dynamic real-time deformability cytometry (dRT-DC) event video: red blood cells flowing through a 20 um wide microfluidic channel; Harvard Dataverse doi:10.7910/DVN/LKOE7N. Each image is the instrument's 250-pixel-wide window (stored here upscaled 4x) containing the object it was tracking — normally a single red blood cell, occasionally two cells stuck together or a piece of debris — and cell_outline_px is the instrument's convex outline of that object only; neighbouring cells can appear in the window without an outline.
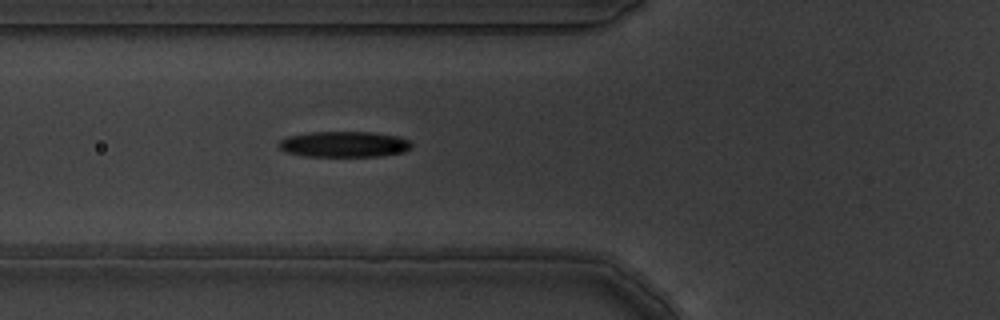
{"species": "common noctule bat (a hibernating species)", "species_latin": "Nyctalus noctula", "temperature_condition": "warm", "stored_images_in_passage": 2, "camera_frame_rate_fps": 3000, "um_per_image_px": 0.085, "animal": {"sex": "male", "body_mass_g": 19.5, "forearm_length_mm": 54.6}, "frame": {"image": 1, "passage_image": 2, "time_ms": 0.333, "image_size_px": [1000, 320], "cell_outline_px": [[412, 148], [404, 152], [376, 156], [304, 156], [284, 152], [276, 144], [280, 140], [288, 136], [308, 132], [372, 132], [396, 136], [408, 140], [412, 144]], "centroid_in_image_um": [29.21, 12.26], "position_along_channel_um": 96.6, "area_um2": 20.0}}